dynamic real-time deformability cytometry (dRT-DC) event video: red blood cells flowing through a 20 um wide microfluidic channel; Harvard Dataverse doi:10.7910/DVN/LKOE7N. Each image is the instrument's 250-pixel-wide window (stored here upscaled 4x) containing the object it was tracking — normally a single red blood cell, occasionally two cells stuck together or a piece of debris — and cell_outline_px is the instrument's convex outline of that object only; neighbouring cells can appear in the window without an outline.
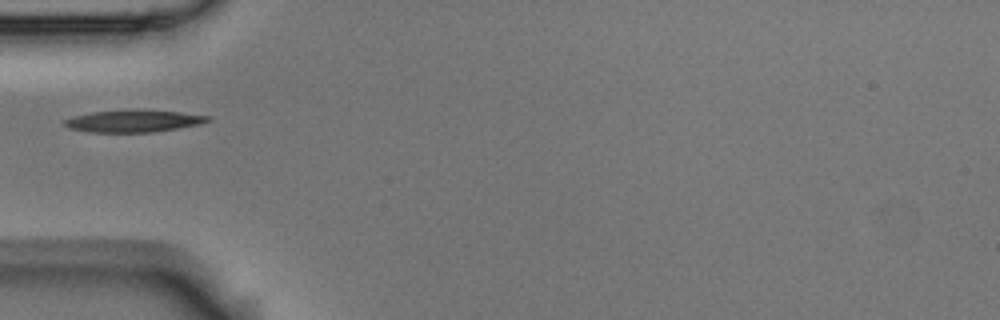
{"species": "Egyptian fruit bat (a non-hibernating species)", "species_latin": "Rousettus aegyptiacus", "temperature_condition": "room temperature", "stored_images_in_passage": 7, "camera_frame_rate_fps": 3000, "um_per_image_px": 0.085, "animal": {"sex": "male"}, "frame": {"image": 1, "passage_image": 6, "time_ms": 1.667, "image_size_px": [1000, 320], "cell_outline_px": [[212, 120], [204, 124], [152, 132], [92, 132], [68, 128], [64, 124], [64, 120], [72, 116], [92, 112], [132, 108], [140, 108], [180, 112], [212, 116]], "centroid_in_image_um": [11.42, 10.26], "position_along_channel_um": 73.6, "area_um2": 19.07}}
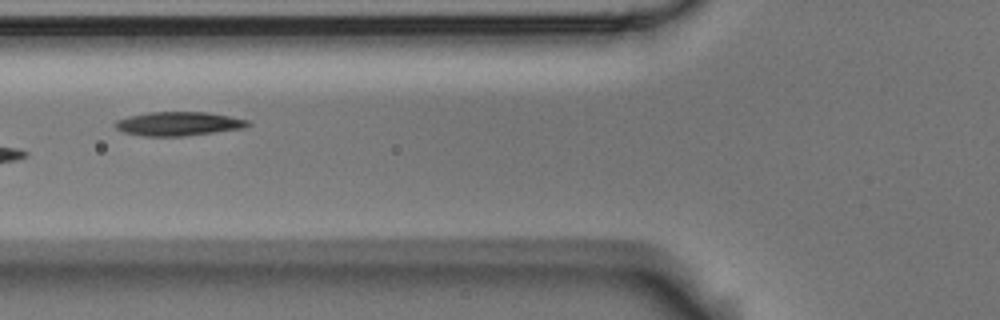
{"frame": {"image": 2, "passage_image": 7, "time_ms": 2.0, "image_size_px": [1000, 320], "cell_outline_px": [[252, 124], [244, 128], [184, 136], [144, 136], [124, 132], [116, 128], [112, 124], [116, 120], [128, 116], [148, 112], [208, 112], [248, 120]], "centroid_in_image_um": [15.15, 10.51], "position_along_channel_um": 110.7, "area_um2": 18.5}}